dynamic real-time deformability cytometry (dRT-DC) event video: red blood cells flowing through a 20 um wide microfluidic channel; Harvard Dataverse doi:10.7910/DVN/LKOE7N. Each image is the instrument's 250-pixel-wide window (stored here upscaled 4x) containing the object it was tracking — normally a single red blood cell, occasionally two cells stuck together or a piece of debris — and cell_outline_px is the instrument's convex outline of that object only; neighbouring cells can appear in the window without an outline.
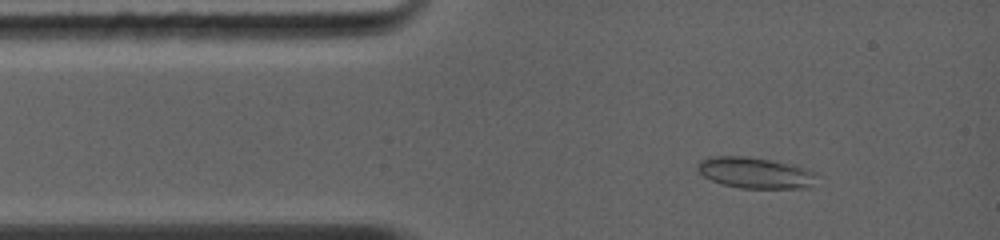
{"species": "common noctule bat (a hibernating species)", "species_latin": "Nyctalus noctula", "temperature_condition": "warm", "stored_images_in_passage": 32, "camera_frame_rate_fps": 5000, "um_per_image_px": 0.085, "animal": {"sex": "female", "body_mass_g": 19.0, "forearm_length_mm": 56.7}, "frame": {"image": 1, "passage_image": 4, "time_ms": 1.2, "image_size_px": [1000, 240], "cell_outline_px": [[816, 172], [808, 184], [800, 188], [740, 188], [724, 184], [712, 180], [704, 176], [696, 168], [696, 164], [700, 160], [708, 156], [744, 156], [768, 160], [808, 168]], "centroid_in_image_um": [64.08, 14.67], "position_along_channel_um": 20.9, "area_um2": 21.04}}
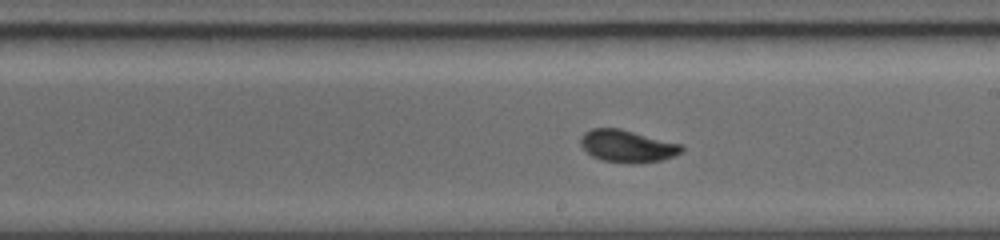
{"frame": {"image": 2, "passage_image": 20, "time_ms": 6.8, "image_size_px": [1000, 240], "cell_outline_px": [[684, 148], [680, 152], [672, 156], [660, 160], [628, 164], [600, 160], [592, 156], [580, 144], [580, 136], [584, 132], [592, 128], [620, 128], [680, 144]], "centroid_in_image_um": [53.26, 12.41], "position_along_channel_um": 235.7, "area_um2": 18.84}}
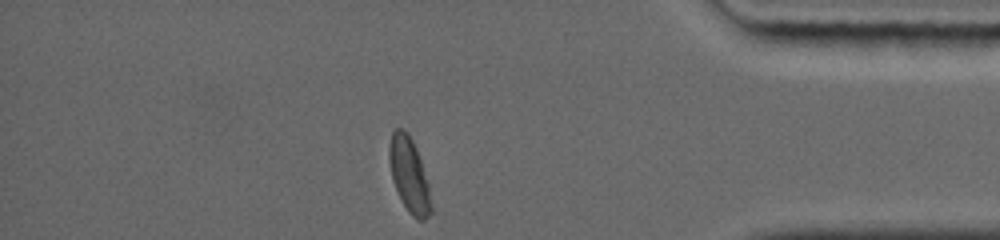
{"frame": {"image": 3, "passage_image": 32, "time_ms": 11.2, "image_size_px": [1000, 240], "cell_outline_px": [[432, 212], [424, 220], [416, 220], [408, 212], [392, 180], [388, 160], [388, 148], [392, 132], [396, 128], [404, 128], [408, 132], [416, 148], [428, 184], [432, 204]], "centroid_in_image_um": [34.77, 14.86], "position_along_channel_um": 400.4, "area_um2": 18.21}, "authors_computed_cell_mechanics": {"area_um2": 18.785, "velocity_mm_per_s": 4.4012, "shape_relaxation_time_tau1_ms": 6.6722, "shape_relaxation_time_tau2_ms": null, "deformation_change_tau1": 0.185, "deformation_change_tau2": null}}